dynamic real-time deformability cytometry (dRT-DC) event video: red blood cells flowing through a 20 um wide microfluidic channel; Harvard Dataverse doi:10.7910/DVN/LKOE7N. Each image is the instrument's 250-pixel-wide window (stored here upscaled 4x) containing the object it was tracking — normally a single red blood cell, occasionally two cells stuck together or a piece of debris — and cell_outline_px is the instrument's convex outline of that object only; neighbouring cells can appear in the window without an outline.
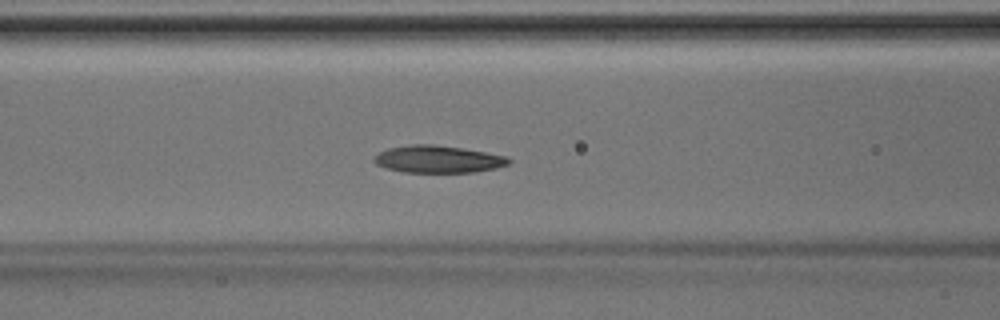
{"species": "Egyptian fruit bat (a non-hibernating species)", "species_latin": "Rousettus aegyptiacus", "temperature_condition": "room temperature", "stored_images_in_passage": 45, "camera_frame_rate_fps": 3000, "um_per_image_px": 0.085, "animal": {"sex": "male"}, "frame": {"image": 1, "passage_image": 18, "time_ms": 5.667, "image_size_px": [1000, 320], "cell_outline_px": [[512, 160], [508, 164], [496, 168], [472, 172], [404, 172], [384, 168], [376, 164], [372, 160], [380, 152], [388, 148], [412, 144], [432, 144], [460, 148], [508, 156]], "centroid_in_image_um": [37.22, 13.53], "position_along_channel_um": 129.4, "area_um2": 21.27}}
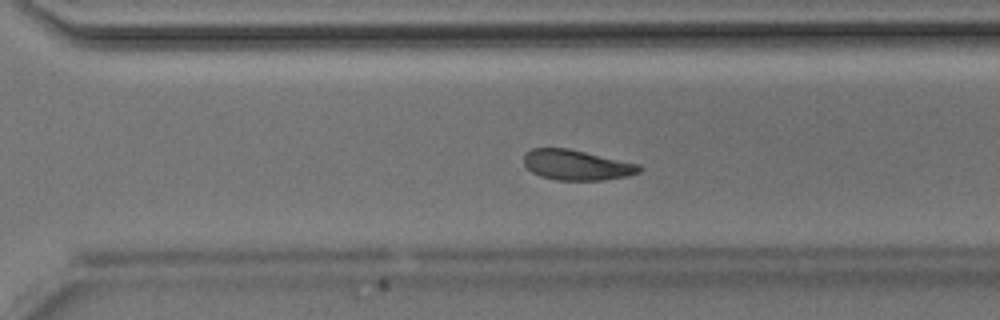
{"frame": {"image": 2, "passage_image": 31, "time_ms": 10.0, "image_size_px": [1000, 320], "cell_outline_px": [[644, 168], [640, 172], [628, 176], [600, 180], [556, 180], [540, 176], [532, 172], [524, 164], [524, 152], [532, 148], [568, 148], [640, 164]], "centroid_in_image_um": [49.02, 14.02], "position_along_channel_um": 321.6, "area_um2": 20.46}}
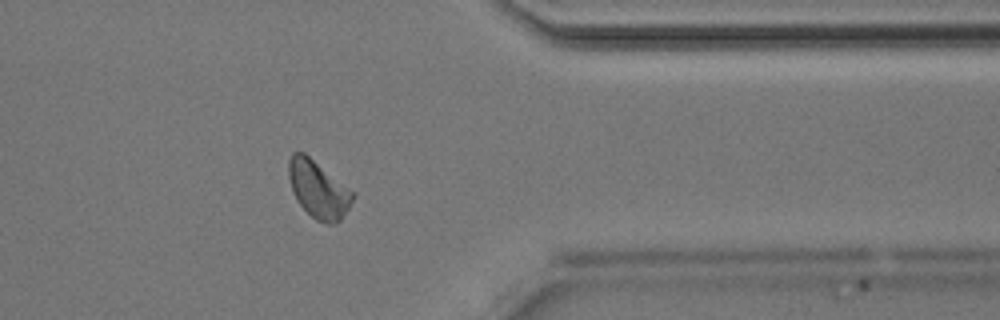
{"frame": {"image": 3, "passage_image": 36, "time_ms": 11.667, "image_size_px": [1000, 320], "cell_outline_px": [[356, 196], [340, 220], [336, 224], [324, 224], [316, 220], [296, 200], [292, 192], [288, 176], [288, 160], [292, 152], [304, 152], [356, 192]], "centroid_in_image_um": [27.07, 16.09], "position_along_channel_um": 384.3, "area_um2": 21.73}}